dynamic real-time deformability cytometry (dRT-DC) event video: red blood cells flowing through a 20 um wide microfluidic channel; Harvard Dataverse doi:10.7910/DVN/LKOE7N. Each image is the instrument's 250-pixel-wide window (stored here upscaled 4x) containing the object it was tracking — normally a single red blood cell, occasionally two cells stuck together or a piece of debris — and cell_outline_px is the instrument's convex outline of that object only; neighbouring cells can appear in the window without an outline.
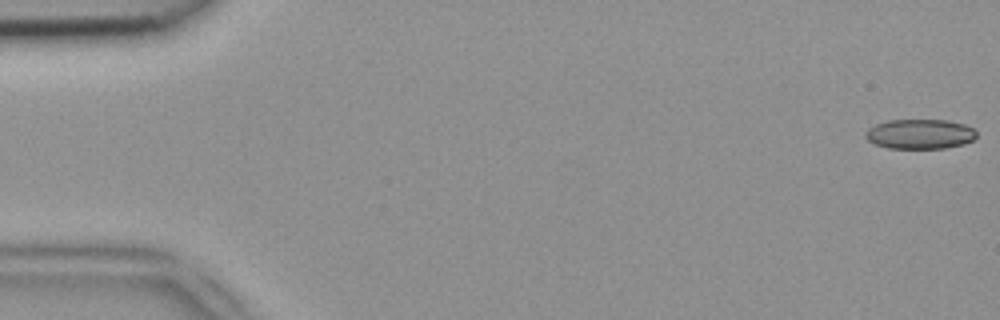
{"species": "common noctule bat (a hibernating species)", "species_latin": "Nyctalus noctula", "temperature_condition": "room temperature", "stored_images_in_passage": 50, "camera_frame_rate_fps": 3000, "um_per_image_px": 0.085, "animal": {"sex": "female", "body_mass_g": 18.4}, "frame": {"image": 1, "passage_image": 1, "time_ms": 0.0, "image_size_px": [1000, 320], "cell_outline_px": [[976, 136], [972, 140], [964, 144], [944, 148], [888, 148], [876, 144], [868, 140], [864, 136], [868, 128], [876, 124], [888, 120], [948, 120], [964, 124], [972, 128], [976, 132]], "centroid_in_image_um": [78.19, 11.39], "position_along_channel_um": 6.8, "area_um2": 19.19}}
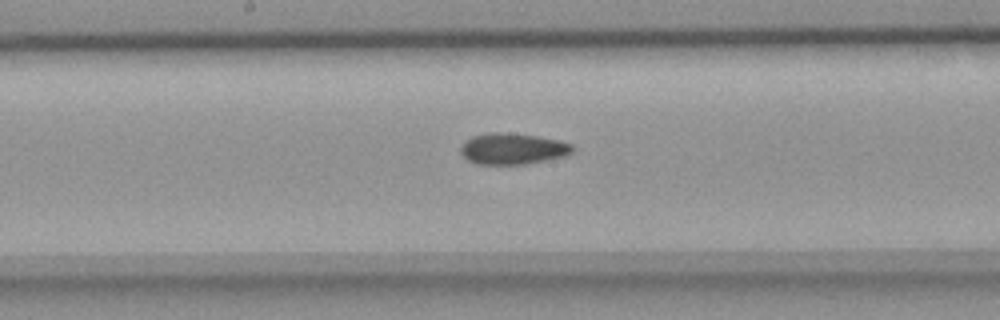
{"frame": {"image": 2, "passage_image": 26, "time_ms": 8.333, "image_size_px": [1000, 320], "cell_outline_px": [[572, 152], [564, 156], [528, 164], [476, 164], [468, 160], [460, 152], [460, 148], [464, 140], [472, 136], [488, 132], [500, 132], [536, 136], [560, 140], [572, 144]], "centroid_in_image_um": [43.54, 12.64], "position_along_channel_um": 204.7, "area_um2": 20.35}}
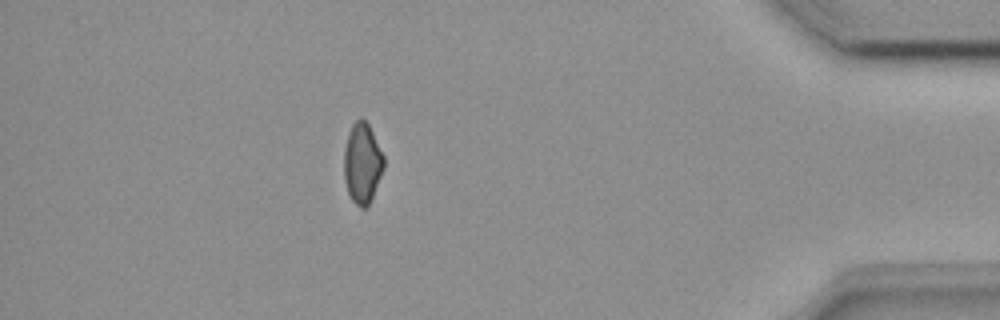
{"frame": {"image": 3, "passage_image": 44, "time_ms": 14.333, "image_size_px": [1000, 320], "cell_outline_px": [[384, 168], [372, 196], [368, 204], [364, 208], [360, 208], [352, 200], [348, 192], [344, 180], [344, 148], [348, 132], [352, 124], [360, 116], [368, 124], [384, 156]], "centroid_in_image_um": [30.78, 13.85], "position_along_channel_um": 404.4, "area_um2": 18.55}}